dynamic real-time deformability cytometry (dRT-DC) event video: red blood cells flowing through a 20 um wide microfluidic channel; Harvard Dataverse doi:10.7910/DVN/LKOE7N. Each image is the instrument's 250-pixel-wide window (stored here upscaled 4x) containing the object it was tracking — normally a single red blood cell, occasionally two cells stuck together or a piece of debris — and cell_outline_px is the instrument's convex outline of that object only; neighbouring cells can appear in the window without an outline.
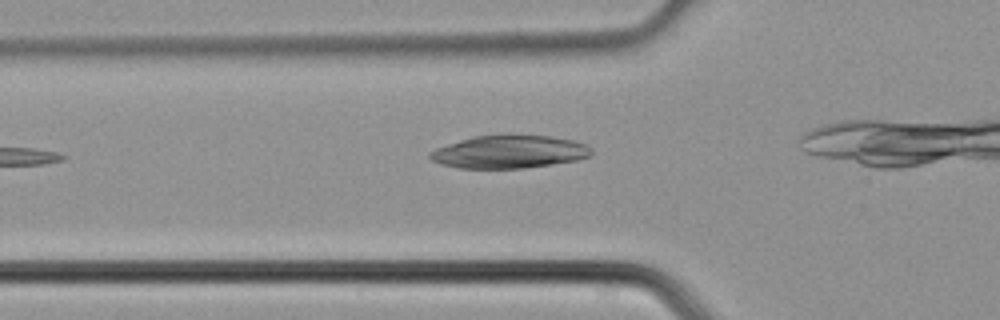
{"species": "common noctule bat (a hibernating species)", "species_latin": "Nyctalus noctula", "temperature_condition": "cold", "stored_images_in_passage": 3, "camera_frame_rate_fps": 3000, "um_per_image_px": 0.085, "animal": {"sex": "male", "body_mass_g": 21.5, "forearm_length_mm": 52.0}, "frame": {"image": 1, "passage_image": 2, "time_ms": 0.333, "image_size_px": [1000, 320], "cell_outline_px": [[592, 156], [576, 160], [552, 164], [524, 168], [460, 168], [440, 164], [432, 160], [428, 156], [428, 152], [436, 148], [472, 136], [512, 132], [552, 136], [576, 140], [588, 144], [592, 148]], "centroid_in_image_um": [43.33, 12.86], "position_along_channel_um": 82.5, "area_um2": 32.02}}